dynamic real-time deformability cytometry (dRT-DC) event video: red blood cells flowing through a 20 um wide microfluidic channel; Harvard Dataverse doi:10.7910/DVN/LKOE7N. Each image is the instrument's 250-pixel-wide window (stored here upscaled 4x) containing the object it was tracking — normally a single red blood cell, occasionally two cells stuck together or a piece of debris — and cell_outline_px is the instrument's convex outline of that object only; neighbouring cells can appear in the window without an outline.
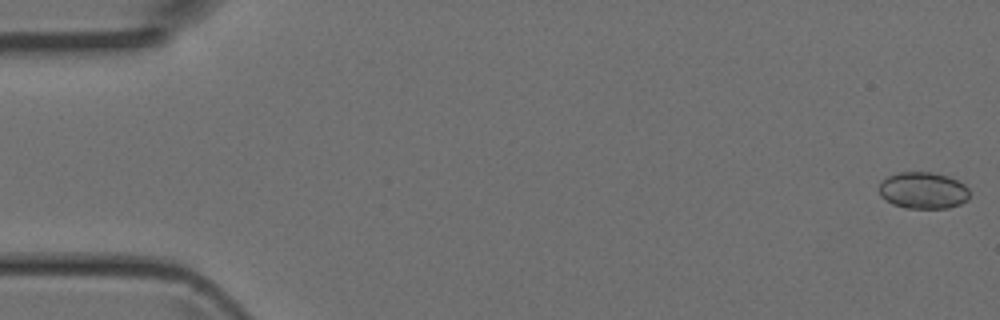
{"species": "Egyptian fruit bat (a non-hibernating species)", "species_latin": "Rousettus aegyptiacus", "temperature_condition": "room temperature", "stored_images_in_passage": 5, "camera_frame_rate_fps": 3000, "um_per_image_px": 0.085, "animal": {"sex": "female"}, "frame": {"image": 1, "passage_image": 1, "time_ms": 0.0, "image_size_px": [1000, 320], "cell_outline_px": [[968, 200], [960, 204], [948, 208], [904, 208], [892, 204], [884, 200], [880, 196], [880, 184], [888, 176], [896, 172], [932, 172], [948, 176], [964, 184], [968, 188]], "centroid_in_image_um": [78.46, 16.19], "position_along_channel_um": 6.5, "area_um2": 19.42}}